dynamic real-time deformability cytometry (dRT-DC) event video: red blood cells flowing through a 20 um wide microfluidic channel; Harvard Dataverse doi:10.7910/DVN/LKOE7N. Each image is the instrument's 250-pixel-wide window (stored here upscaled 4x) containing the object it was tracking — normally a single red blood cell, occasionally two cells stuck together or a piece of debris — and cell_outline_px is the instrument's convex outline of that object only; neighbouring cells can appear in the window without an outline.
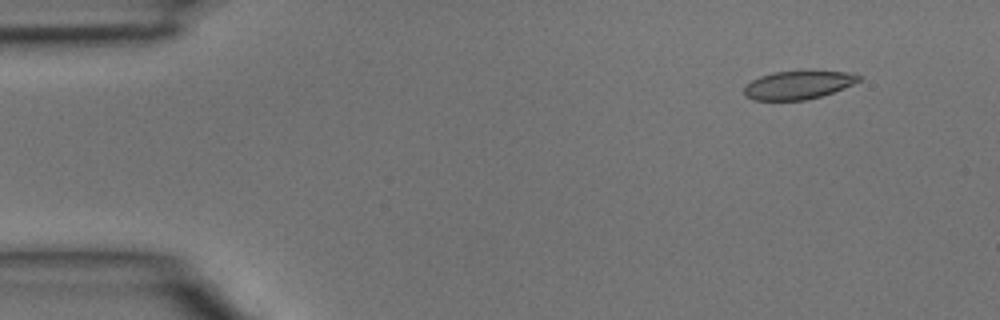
{"species": "common noctule bat (a hibernating species)", "species_latin": "Nyctalus noctula", "temperature_condition": "room temperature", "stored_images_in_passage": 4, "camera_frame_rate_fps": 3000, "um_per_image_px": 0.085, "animal": {"sex": "male", "body_mass_g": 15.6}, "frame": {"image": 1, "passage_image": 1, "time_ms": 0.0, "image_size_px": [1000, 320], "cell_outline_px": [[860, 80], [844, 88], [820, 96], [804, 100], [756, 100], [748, 96], [744, 92], [744, 88], [752, 80], [760, 76], [776, 72], [848, 72], [860, 76]], "centroid_in_image_um": [67.83, 7.23], "position_along_channel_um": 17.2, "area_um2": 18.26}}
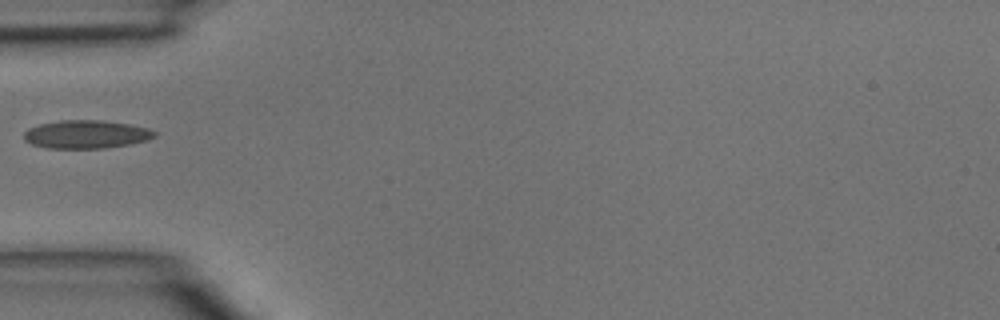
{"frame": {"image": 2, "passage_image": 4, "time_ms": 1.0, "image_size_px": [1000, 320], "cell_outline_px": [[156, 136], [148, 140], [128, 144], [104, 148], [48, 148], [32, 144], [24, 140], [24, 132], [28, 128], [40, 124], [60, 120], [100, 120], [128, 124], [148, 128], [156, 132]], "centroid_in_image_um": [7.31, 11.41], "position_along_channel_um": 77.7, "area_um2": 21.39}}